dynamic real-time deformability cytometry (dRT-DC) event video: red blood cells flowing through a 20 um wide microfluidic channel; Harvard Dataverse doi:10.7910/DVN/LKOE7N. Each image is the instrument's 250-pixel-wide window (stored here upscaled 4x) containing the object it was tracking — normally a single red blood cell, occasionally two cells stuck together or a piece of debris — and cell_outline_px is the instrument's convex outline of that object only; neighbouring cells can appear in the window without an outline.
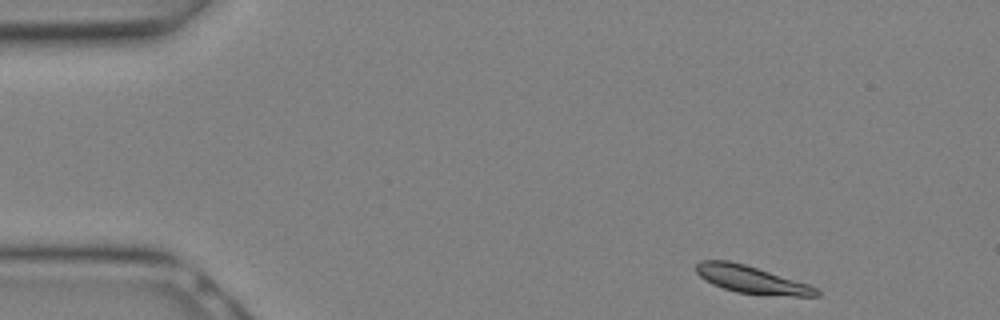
{"species": "Egyptian fruit bat (a non-hibernating species)", "species_latin": "Rousettus aegyptiacus", "temperature_condition": "warm", "stored_images_in_passage": 13, "camera_frame_rate_fps": 3000, "um_per_image_px": 0.085, "animal": {"sex": "female"}, "frame": {"image": 1, "passage_image": 1, "time_ms": 0.0, "image_size_px": [1000, 320], "cell_outline_px": [[820, 292], [816, 296], [796, 296], [740, 292], [724, 288], [700, 276], [696, 272], [696, 264], [704, 260], [724, 260], [744, 264], [808, 284], [816, 288]], "centroid_in_image_um": [63.89, 23.75], "position_along_channel_um": 21.1, "area_um2": 18.38}}
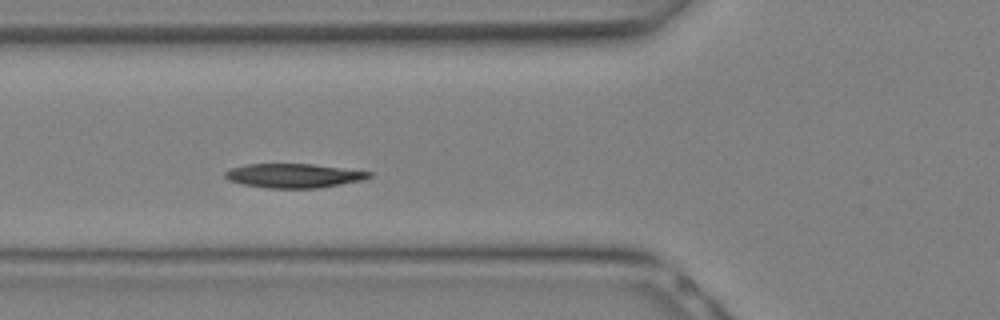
{"frame": {"image": 2, "passage_image": 8, "time_ms": 2.333, "image_size_px": [1000, 320], "cell_outline_px": [[372, 176], [360, 180], [312, 188], [272, 188], [244, 184], [232, 180], [224, 176], [224, 172], [232, 168], [248, 164], [308, 164], [372, 172]], "centroid_in_image_um": [24.93, 14.92], "position_along_channel_um": 100.9, "area_um2": 19.48}}
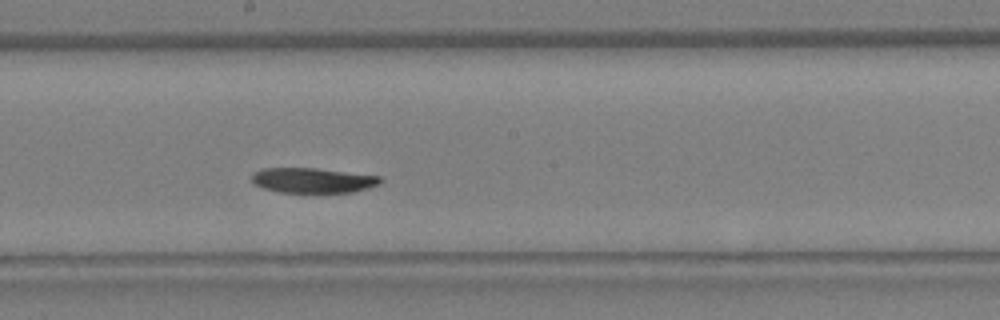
{"frame": {"image": 3, "passage_image": 13, "time_ms": 4.0, "image_size_px": [1000, 320], "cell_outline_px": [[380, 180], [376, 184], [364, 188], [348, 192], [280, 192], [264, 188], [256, 184], [252, 180], [252, 176], [256, 172], [264, 168], [312, 168], [380, 176]], "centroid_in_image_um": [26.52, 15.32], "position_along_channel_um": 221.7, "area_um2": 18.03}}